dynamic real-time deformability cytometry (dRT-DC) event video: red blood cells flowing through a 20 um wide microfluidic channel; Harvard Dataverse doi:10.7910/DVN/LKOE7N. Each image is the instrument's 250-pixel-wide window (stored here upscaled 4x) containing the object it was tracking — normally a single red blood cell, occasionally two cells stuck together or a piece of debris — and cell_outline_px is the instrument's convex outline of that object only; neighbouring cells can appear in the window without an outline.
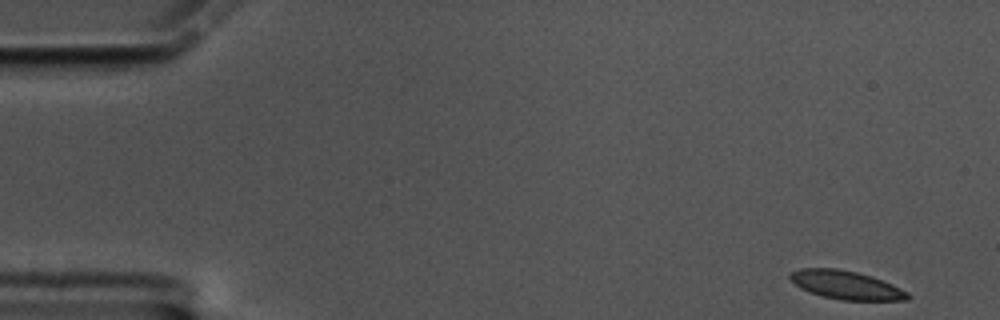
{"species": "common noctule bat (a hibernating species)", "species_latin": "Nyctalus noctula", "temperature_condition": "cold", "stored_images_in_passage": 58, "camera_frame_rate_fps": 3000, "um_per_image_px": 0.085, "animal": {"sex": "male", "body_mass_g": 17.5, "forearm_length_mm": 52.3}, "frame": {"image": 1, "passage_image": 2, "time_ms": 0.333, "image_size_px": [1000, 320], "cell_outline_px": [[912, 296], [908, 300], [840, 300], [808, 292], [800, 288], [788, 276], [792, 272], [800, 268], [836, 268], [856, 272], [872, 276], [892, 284], [908, 292]], "centroid_in_image_um": [71.94, 24.23], "position_along_channel_um": 13.1, "area_um2": 19.48}}
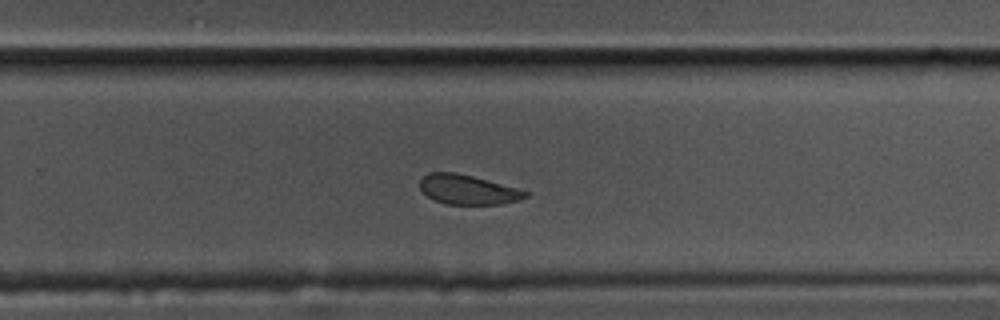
{"frame": {"image": 2, "passage_image": 37, "time_ms": 12.0, "image_size_px": [1000, 320], "cell_outline_px": [[528, 196], [520, 200], [500, 204], [448, 204], [436, 200], [428, 196], [420, 188], [420, 180], [428, 172], [456, 172], [472, 176], [516, 188], [528, 192]], "centroid_in_image_um": [39.76, 16.11], "position_along_channel_um": 290.0, "area_um2": 17.92}}
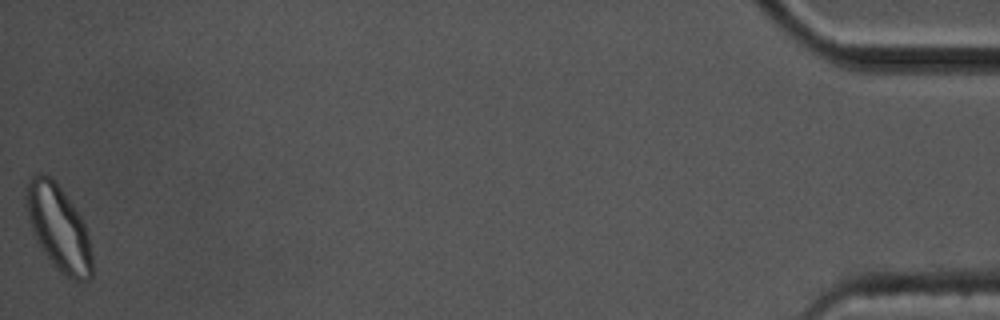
{"frame": {"image": 3, "passage_image": 58, "time_ms": 19.0, "image_size_px": [1000, 320], "cell_outline_px": [[92, 276], [88, 280], [76, 280], [60, 272], [40, 248], [32, 228], [28, 216], [24, 196], [24, 184], [36, 172], [40, 172], [48, 176], [64, 192], [76, 208], [88, 232], [92, 252]], "centroid_in_image_um": [4.96, 19.33], "position_along_channel_um": 430.2, "area_um2": 32.77}, "authors_computed_cell_mechanics": {"area_um2": 20.0566, "velocity_mm_per_s": 3.3769, "shape_relaxation_time_tau1_ms": 8.044, "shape_relaxation_time_tau2_ms": 3.4159, "deformation_change_tau1": 0.1272, "deformation_change_tau2": 0.0616}}